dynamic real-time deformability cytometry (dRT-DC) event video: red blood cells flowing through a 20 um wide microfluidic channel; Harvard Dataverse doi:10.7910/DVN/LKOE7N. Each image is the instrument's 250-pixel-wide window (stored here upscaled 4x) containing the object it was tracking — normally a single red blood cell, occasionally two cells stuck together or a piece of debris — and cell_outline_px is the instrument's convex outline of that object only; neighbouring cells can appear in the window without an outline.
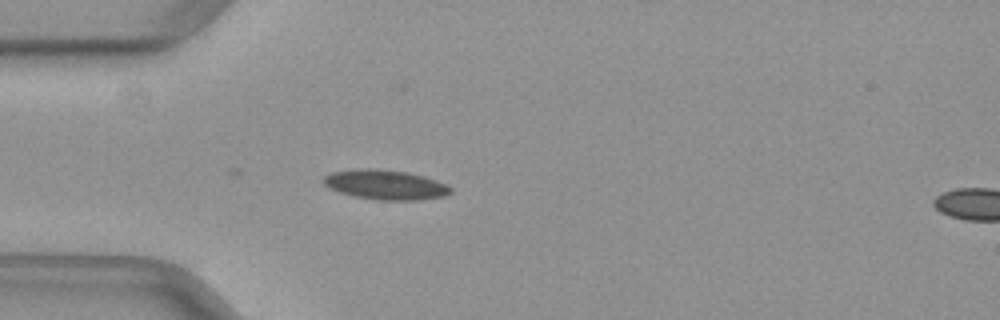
{"species": "common noctule bat (a hibernating species)", "species_latin": "Nyctalus noctula", "temperature_condition": "warm", "stored_images_in_passage": 11, "camera_frame_rate_fps": 3000, "um_per_image_px": 0.085, "animal": {"sex": "female", "body_mass_g": 29.2, "forearm_length_mm": 56.3}, "frame": {"image": 1, "passage_image": 7, "time_ms": 2.0, "image_size_px": [1000, 320], "cell_outline_px": [[452, 192], [448, 196], [420, 200], [376, 200], [352, 196], [328, 188], [320, 180], [324, 176], [332, 172], [356, 168], [376, 168], [408, 172], [424, 176], [448, 184], [452, 188]], "centroid_in_image_um": [32.77, 15.7], "position_along_channel_um": 52.2, "area_um2": 22.54}}